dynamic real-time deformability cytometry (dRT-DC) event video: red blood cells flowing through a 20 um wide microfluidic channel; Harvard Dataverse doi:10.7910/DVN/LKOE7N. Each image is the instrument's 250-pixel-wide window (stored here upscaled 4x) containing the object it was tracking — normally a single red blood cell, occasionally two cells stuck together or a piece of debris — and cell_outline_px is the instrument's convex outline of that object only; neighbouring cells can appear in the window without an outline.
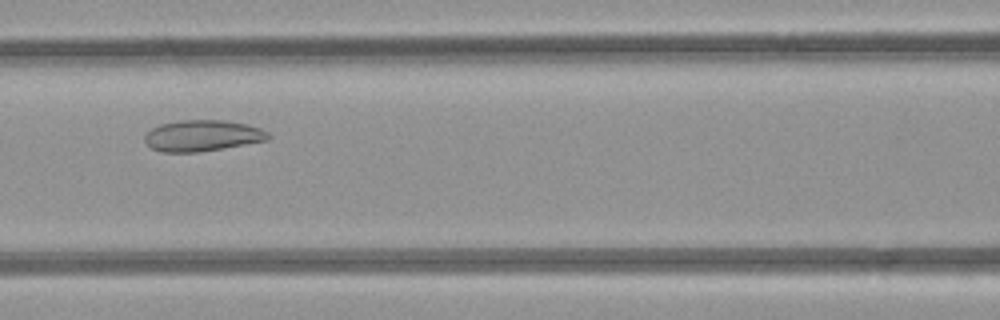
{"species": "common noctule bat (a hibernating species)", "species_latin": "Nyctalus noctula", "temperature_condition": "room temperature", "stored_images_in_passage": 43, "camera_frame_rate_fps": 3000, "um_per_image_px": 0.085, "animal": {"sex": "female", "body_mass_g": 21.9}, "frame": {"image": 1, "passage_image": 16, "time_ms": 5.0, "image_size_px": [1000, 320], "cell_outline_px": [[272, 136], [268, 140], [196, 152], [160, 152], [152, 148], [144, 140], [144, 136], [152, 128], [160, 124], [180, 120], [224, 120], [248, 124], [260, 128], [268, 132]], "centroid_in_image_um": [17.21, 11.52], "position_along_channel_um": 149.4, "area_um2": 22.31}}
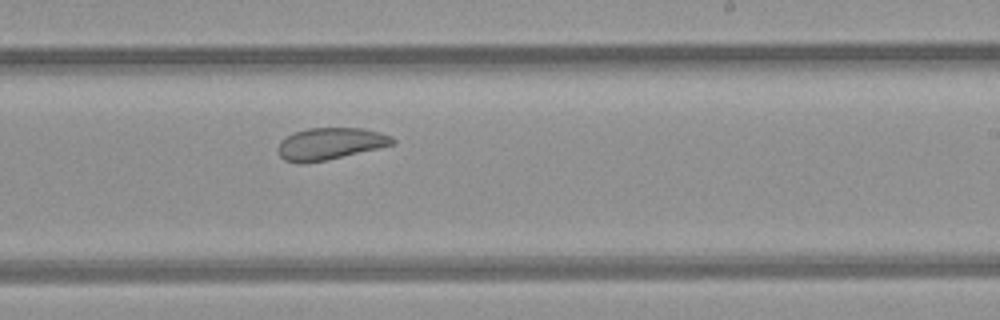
{"frame": {"image": 2, "passage_image": 24, "time_ms": 7.667, "image_size_px": [1000, 320], "cell_outline_px": [[396, 140], [392, 144], [328, 160], [304, 164], [296, 164], [284, 160], [280, 156], [276, 148], [280, 140], [292, 132], [308, 128], [364, 128], [380, 132], [392, 136]], "centroid_in_image_um": [27.98, 12.22], "position_along_channel_um": 261.0, "area_um2": 21.56}}
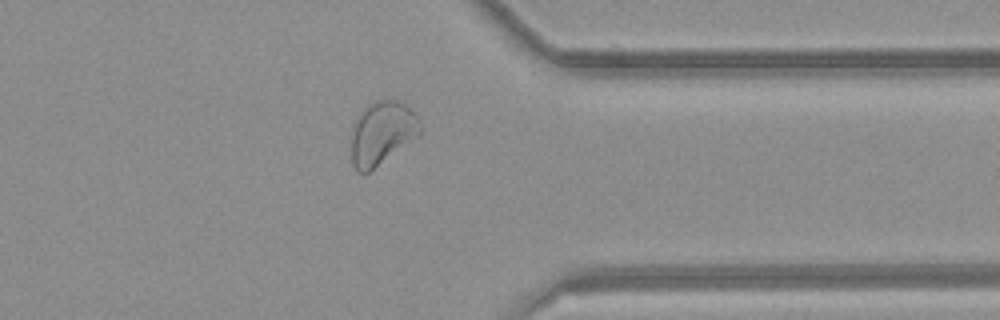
{"frame": {"image": 3, "passage_image": 33, "time_ms": 10.667, "image_size_px": [1000, 320], "cell_outline_px": [[420, 132], [416, 136], [368, 172], [356, 172], [352, 164], [352, 128], [356, 116], [368, 104], [376, 100], [400, 100], [420, 120]], "centroid_in_image_um": [32.42, 11.27], "position_along_channel_um": 379.0, "area_um2": 24.85}, "authors_computed_cell_mechanics": {"area_um2": 25.6632, "velocity_mm_per_s": 4.2094, "shape_relaxation_time_tau1_ms": null, "shape_relaxation_time_tau2_ms": 1.6691, "deformation_change_tau1": null, "deformation_change_tau2": 0.0723}}